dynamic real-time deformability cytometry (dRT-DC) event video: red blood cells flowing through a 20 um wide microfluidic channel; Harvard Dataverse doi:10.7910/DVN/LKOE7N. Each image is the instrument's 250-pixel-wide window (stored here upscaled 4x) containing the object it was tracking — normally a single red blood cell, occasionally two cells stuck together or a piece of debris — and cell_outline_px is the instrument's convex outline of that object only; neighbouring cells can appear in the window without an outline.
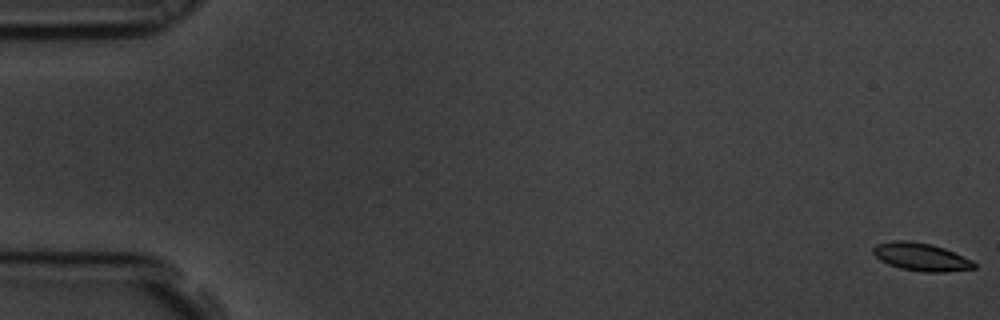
{"species": "common noctule bat (a hibernating species)", "species_latin": "Nyctalus noctula", "temperature_condition": "room temperature", "stored_images_in_passage": 5, "camera_frame_rate_fps": 3000, "um_per_image_px": 0.085, "animal": {"sex": "male", "body_mass_g": 19.5, "forearm_length_mm": 54.6}, "frame": {"image": 1, "passage_image": 1, "time_ms": 0.0, "image_size_px": [1000, 320], "cell_outline_px": [[976, 268], [948, 272], [924, 272], [900, 268], [888, 264], [880, 260], [872, 252], [872, 248], [876, 244], [892, 240], [908, 240], [932, 244], [944, 248], [972, 260], [976, 264]], "centroid_in_image_um": [78.28, 21.83], "position_along_channel_um": 6.7, "area_um2": 16.53}}
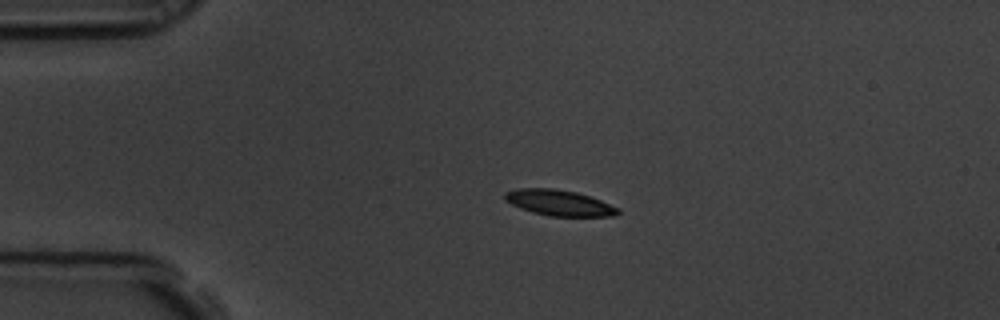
{"frame": {"image": 2, "passage_image": 4, "time_ms": 1.0, "image_size_px": [1000, 320], "cell_outline_px": [[620, 212], [616, 216], [548, 216], [532, 212], [520, 208], [504, 200], [504, 192], [516, 188], [552, 188], [576, 192], [600, 200], [620, 208]], "centroid_in_image_um": [47.51, 17.24], "position_along_channel_um": 37.5, "area_um2": 17.05}}